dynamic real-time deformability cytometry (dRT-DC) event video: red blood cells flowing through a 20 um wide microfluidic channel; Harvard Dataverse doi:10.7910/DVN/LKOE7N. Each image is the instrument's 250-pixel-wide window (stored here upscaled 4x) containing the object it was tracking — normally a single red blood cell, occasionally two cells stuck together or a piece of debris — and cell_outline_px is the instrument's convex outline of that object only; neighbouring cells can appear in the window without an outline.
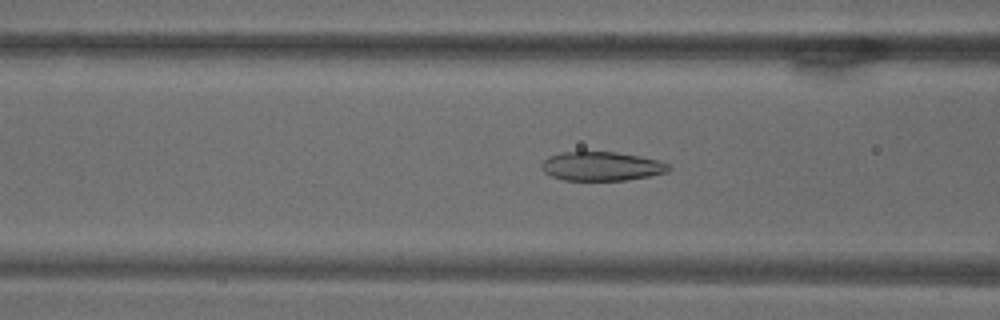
{"species": "common noctule bat (a hibernating species)", "species_latin": "Nyctalus noctula", "temperature_condition": "warm", "stored_images_in_passage": 71, "camera_frame_rate_fps": 3000, "um_per_image_px": 0.085, "animal": {"sex": "male", "body_mass_g": 18.8}, "frame": {"image": 1, "passage_image": 28, "time_ms": 9.0, "image_size_px": [1000, 320], "cell_outline_px": [[672, 168], [668, 172], [628, 180], [564, 180], [552, 176], [544, 172], [540, 168], [540, 164], [548, 156], [560, 152], [616, 152], [640, 156], [656, 160], [668, 164]], "centroid_in_image_um": [51.1, 14.13], "position_along_channel_um": 115.5, "area_um2": 21.5}}
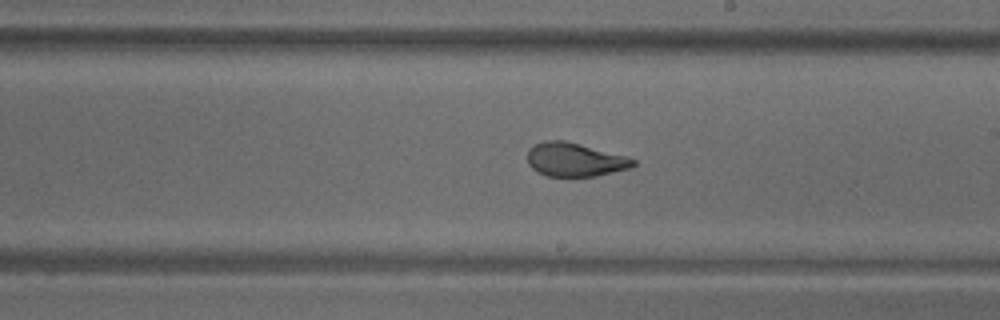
{"frame": {"image": 2, "passage_image": 41, "time_ms": 13.333, "image_size_px": [1000, 320], "cell_outline_px": [[636, 164], [632, 168], [596, 176], [548, 176], [536, 172], [528, 164], [528, 148], [544, 140], [564, 140], [580, 144], [624, 156], [636, 160]], "centroid_in_image_um": [48.84, 13.58], "position_along_channel_um": 240.2, "area_um2": 20.69}}
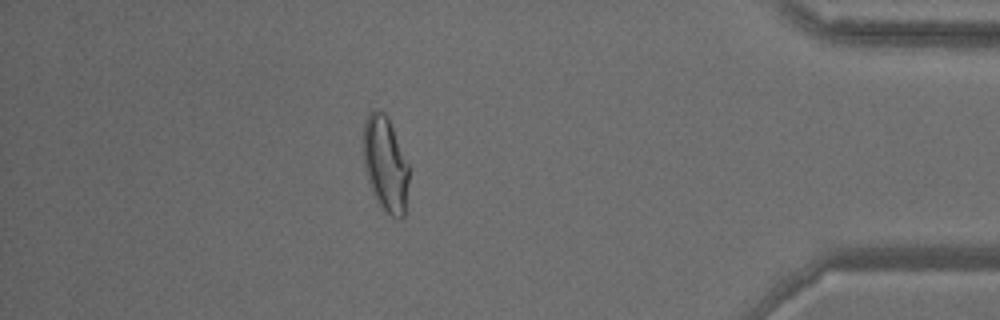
{"frame": {"image": 3, "passage_image": 62, "time_ms": 20.333, "image_size_px": [1000, 320], "cell_outline_px": [[408, 180], [404, 216], [392, 216], [384, 212], [372, 192], [364, 168], [364, 120], [368, 112], [380, 108], [388, 116], [408, 164]], "centroid_in_image_um": [32.74, 13.9], "position_along_channel_um": 402.5, "area_um2": 25.14}}